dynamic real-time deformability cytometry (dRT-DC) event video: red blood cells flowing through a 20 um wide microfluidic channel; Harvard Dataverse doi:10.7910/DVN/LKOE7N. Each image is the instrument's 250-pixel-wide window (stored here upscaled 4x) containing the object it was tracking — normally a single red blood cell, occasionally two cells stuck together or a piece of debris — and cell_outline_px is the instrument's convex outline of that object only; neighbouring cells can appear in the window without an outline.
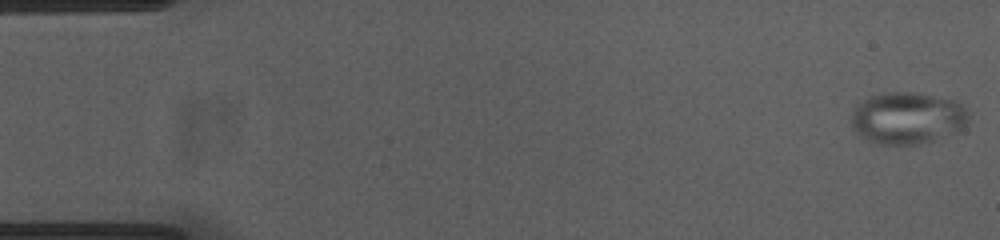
{"species": "common noctule bat (a hibernating species)", "species_latin": "Nyctalus noctula", "temperature_condition": "cold", "stored_images_in_passage": 54, "camera_frame_rate_fps": 3000, "um_per_image_px": 0.085, "animal": {"sex": "female", "body_mass_g": 23.0, "forearm_length_mm": 53.4}, "frame": {"image": 1, "passage_image": 1, "time_ms": 0.0, "image_size_px": [1000, 240], "cell_outline_px": [[972, 112], [968, 124], [960, 128], [932, 140], [916, 144], [876, 144], [856, 136], [852, 128], [852, 112], [868, 96], [888, 92], [916, 92], [952, 100], [968, 108]], "centroid_in_image_um": [77.12, 10.03], "position_along_channel_um": 7.9, "area_um2": 35.49}}
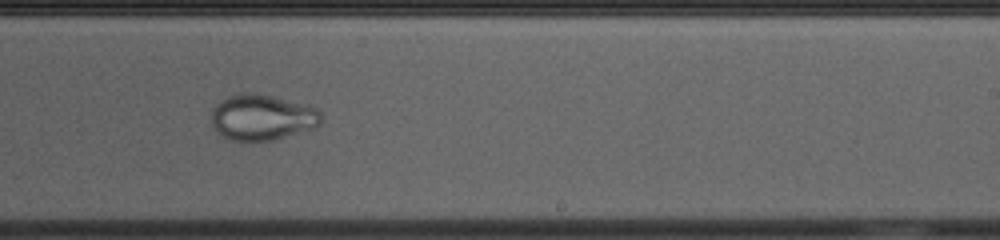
{"frame": {"image": 2, "passage_image": 33, "time_ms": 10.667, "image_size_px": [1000, 240], "cell_outline_px": [[320, 124], [316, 128], [272, 140], [228, 140], [216, 132], [212, 124], [212, 108], [220, 100], [228, 96], [244, 92], [256, 92], [308, 104], [316, 108], [320, 112]], "centroid_in_image_um": [22.27, 9.95], "position_along_channel_um": 266.7, "area_um2": 29.59}}
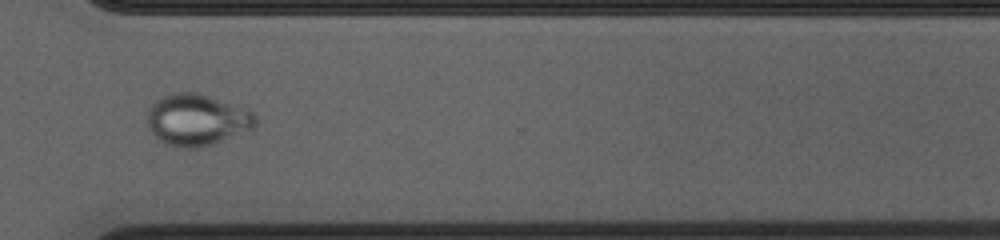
{"frame": {"image": 3, "passage_image": 40, "time_ms": 13.0, "image_size_px": [1000, 240], "cell_outline_px": [[256, 124], [252, 128], [216, 144], [200, 148], [184, 148], [168, 144], [156, 140], [148, 124], [148, 108], [160, 96], [172, 92], [200, 92], [248, 108], [256, 116]], "centroid_in_image_um": [16.75, 10.17], "position_along_channel_um": 353.9, "area_um2": 33.06}}